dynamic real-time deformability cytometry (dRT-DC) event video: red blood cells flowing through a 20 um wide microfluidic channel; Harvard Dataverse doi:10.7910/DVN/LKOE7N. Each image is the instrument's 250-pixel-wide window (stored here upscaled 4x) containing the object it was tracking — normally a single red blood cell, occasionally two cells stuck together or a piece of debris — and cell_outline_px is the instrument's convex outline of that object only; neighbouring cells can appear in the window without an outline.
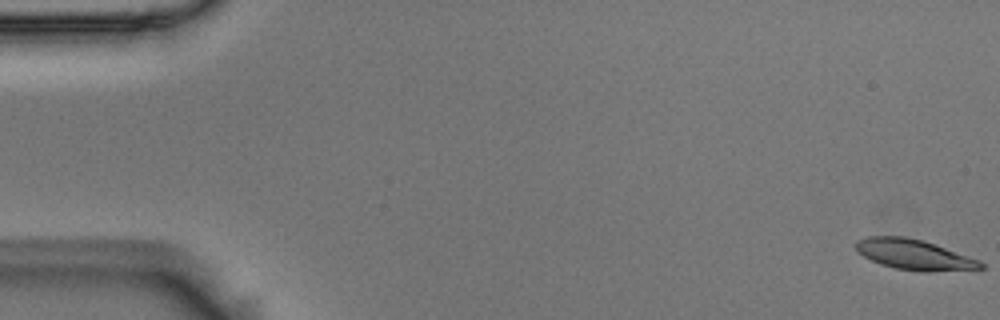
{"species": "Egyptian fruit bat (a non-hibernating species)", "species_latin": "Rousettus aegyptiacus", "temperature_condition": "room temperature", "stored_images_in_passage": 18, "camera_frame_rate_fps": 3000, "um_per_image_px": 0.085, "animal": {"sex": "male"}, "frame": {"image": 1, "passage_image": 1, "time_ms": 0.0, "image_size_px": [1000, 320], "cell_outline_px": [[984, 268], [928, 272], [920, 272], [896, 268], [880, 264], [864, 256], [856, 248], [856, 240], [868, 236], [904, 236], [924, 240], [936, 244], [980, 260], [984, 264]], "centroid_in_image_um": [77.72, 21.63], "position_along_channel_um": 7.3, "area_um2": 22.08}}
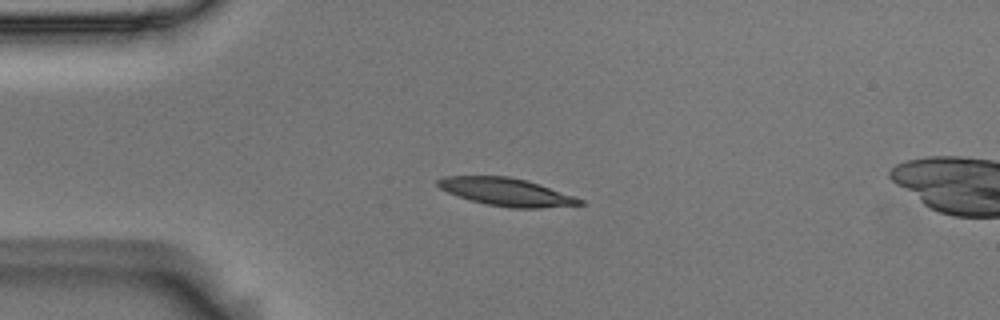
{"frame": {"image": 2, "passage_image": 14, "time_ms": 4.333, "image_size_px": [1000, 320], "cell_outline_px": [[584, 204], [540, 208], [508, 208], [488, 204], [472, 200], [448, 192], [440, 188], [436, 184], [436, 180], [444, 176], [508, 176], [524, 180], [584, 200]], "centroid_in_image_um": [42.99, 16.32], "position_along_channel_um": 42.0, "area_um2": 22.43}}